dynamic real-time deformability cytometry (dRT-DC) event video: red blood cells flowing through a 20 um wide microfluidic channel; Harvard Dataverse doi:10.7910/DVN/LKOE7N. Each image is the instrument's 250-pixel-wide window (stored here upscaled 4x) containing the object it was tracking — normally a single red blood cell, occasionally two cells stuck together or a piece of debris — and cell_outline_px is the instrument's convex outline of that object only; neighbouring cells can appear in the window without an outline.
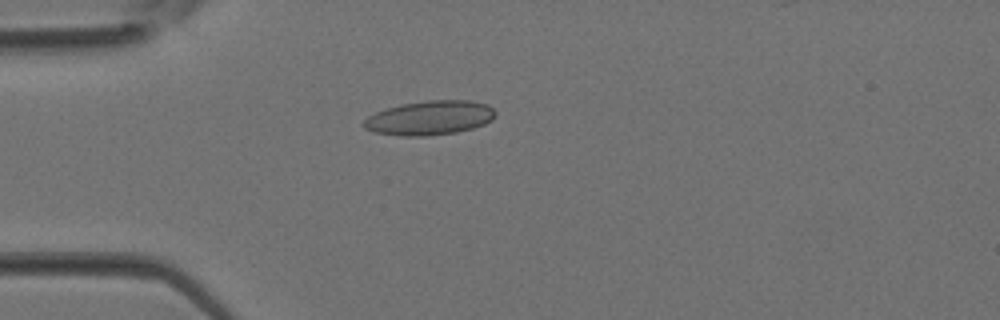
{"species": "Egyptian fruit bat (a non-hibernating species)", "species_latin": "Rousettus aegyptiacus", "temperature_condition": "room temperature", "stored_images_in_passage": 1, "camera_frame_rate_fps": 3000, "um_per_image_px": 0.085, "animal": {"sex": "female"}, "frame": {"image": 1, "passage_image": 1, "time_ms": 0.0, "image_size_px": [1000, 320], "cell_outline_px": [[496, 116], [492, 120], [484, 124], [472, 128], [456, 132], [424, 136], [400, 136], [376, 132], [364, 128], [360, 124], [368, 116], [376, 112], [400, 104], [428, 100], [468, 100], [488, 104], [496, 112]], "centroid_in_image_um": [36.52, 10.01], "position_along_channel_um": 48.5, "area_um2": 26.36}}